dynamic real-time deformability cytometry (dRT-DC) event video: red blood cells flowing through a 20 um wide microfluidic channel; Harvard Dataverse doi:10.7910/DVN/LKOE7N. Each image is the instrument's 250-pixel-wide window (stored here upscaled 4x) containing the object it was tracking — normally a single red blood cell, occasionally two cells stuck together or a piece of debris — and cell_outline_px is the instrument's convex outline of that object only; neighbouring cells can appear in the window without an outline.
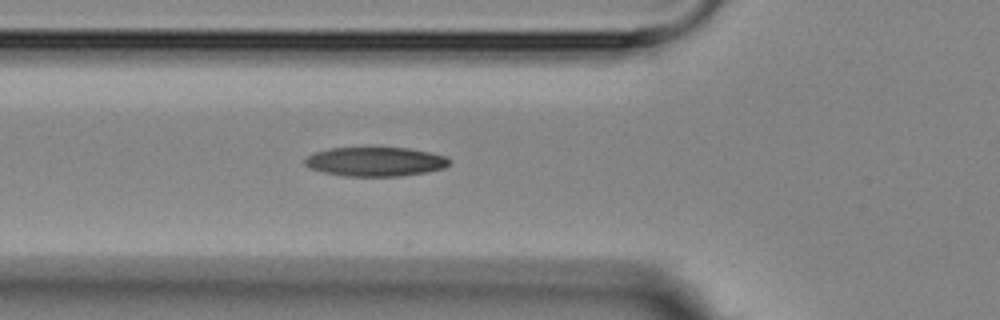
{"species": "Egyptian fruit bat (a non-hibernating species)", "species_latin": "Rousettus aegyptiacus", "temperature_condition": "room temperature", "stored_images_in_passage": 2, "camera_frame_rate_fps": 3000, "um_per_image_px": 0.085, "animal": {"sex": "female"}, "frame": {"image": 1, "passage_image": 2, "time_ms": 1.333, "image_size_px": [1000, 320], "cell_outline_px": [[448, 164], [444, 168], [424, 172], [400, 176], [344, 176], [324, 172], [308, 168], [304, 164], [304, 160], [308, 156], [316, 152], [328, 148], [408, 148], [428, 152], [444, 156], [448, 160]], "centroid_in_image_um": [31.84, 13.74], "position_along_channel_um": 94.0, "area_um2": 24.28}}